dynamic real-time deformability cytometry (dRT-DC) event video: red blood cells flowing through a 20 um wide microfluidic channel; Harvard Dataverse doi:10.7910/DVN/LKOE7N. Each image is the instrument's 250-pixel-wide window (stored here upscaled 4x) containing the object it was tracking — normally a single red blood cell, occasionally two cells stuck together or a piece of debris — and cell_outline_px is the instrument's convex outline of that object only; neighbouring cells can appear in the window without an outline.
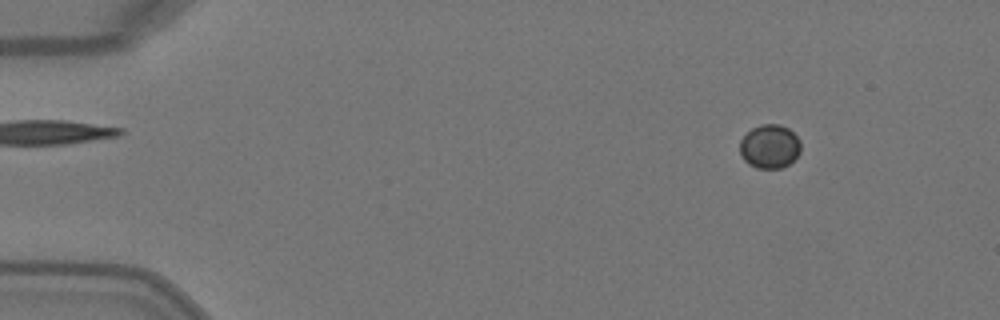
{"species": "Egyptian fruit bat (a non-hibernating species)", "species_latin": "Rousettus aegyptiacus", "temperature_condition": "warm", "stored_images_in_passage": 5, "camera_frame_rate_fps": 3000, "um_per_image_px": 0.085, "animal": {"sex": "female"}, "frame": {"image": 1, "passage_image": 1, "time_ms": 0.0, "image_size_px": [1000, 320], "cell_outline_px": [[800, 152], [788, 164], [780, 168], [756, 168], [748, 164], [744, 160], [740, 152], [740, 140], [752, 128], [760, 124], [780, 124], [788, 128], [800, 140]], "centroid_in_image_um": [65.41, 12.44], "position_along_channel_um": 19.6, "area_um2": 15.49}}
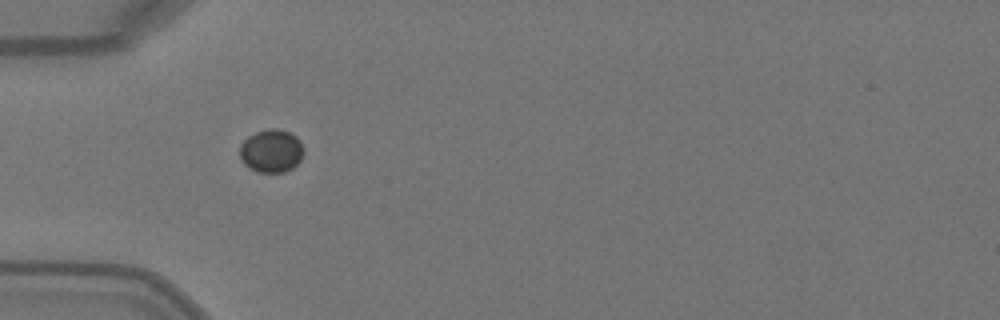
{"frame": {"image": 2, "passage_image": 3, "time_ms": 0.667, "image_size_px": [1000, 320], "cell_outline_px": [[304, 152], [300, 160], [292, 168], [284, 172], [256, 172], [248, 168], [240, 160], [240, 144], [248, 136], [256, 132], [268, 128], [276, 128], [288, 132], [296, 136], [300, 140], [304, 148]], "centroid_in_image_um": [23.05, 12.83], "position_along_channel_um": 62.0, "area_um2": 16.24}}
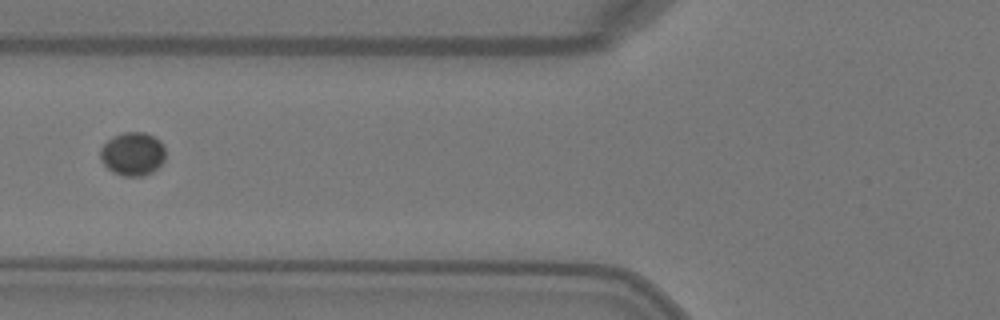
{"frame": {"image": 3, "passage_image": 4, "time_ms": 1.0, "image_size_px": [1000, 320], "cell_outline_px": [[164, 160], [152, 172], [144, 176], [120, 176], [112, 172], [100, 160], [100, 148], [112, 136], [124, 132], [144, 132], [160, 140], [164, 144]], "centroid_in_image_um": [11.26, 13.08], "position_along_channel_um": 114.5, "area_um2": 16.59}}